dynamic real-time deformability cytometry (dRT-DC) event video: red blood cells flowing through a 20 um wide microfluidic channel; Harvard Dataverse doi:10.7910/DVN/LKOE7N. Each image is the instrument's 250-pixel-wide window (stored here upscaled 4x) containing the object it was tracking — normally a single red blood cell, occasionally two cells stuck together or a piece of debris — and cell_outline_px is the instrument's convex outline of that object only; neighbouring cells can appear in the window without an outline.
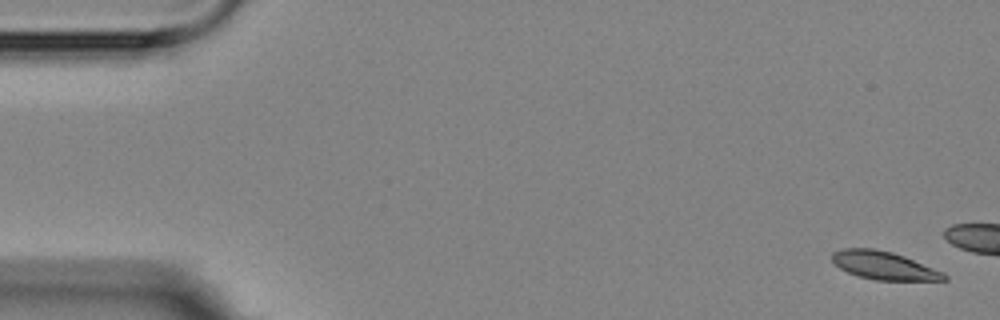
{"species": "Egyptian fruit bat (a non-hibernating species)", "species_latin": "Rousettus aegyptiacus", "temperature_condition": "room temperature", "stored_images_in_passage": 4, "camera_frame_rate_fps": 3000, "um_per_image_px": 0.085, "animal": {"sex": "female"}, "frame": {"image": 1, "passage_image": 1, "time_ms": 0.0, "image_size_px": [1000, 320], "cell_outline_px": [[948, 280], [876, 280], [856, 276], [840, 268], [832, 260], [832, 252], [844, 248], [872, 248], [892, 252], [904, 256], [944, 272], [948, 276]], "centroid_in_image_um": [75.14, 22.57], "position_along_channel_um": 9.9, "area_um2": 18.32}}